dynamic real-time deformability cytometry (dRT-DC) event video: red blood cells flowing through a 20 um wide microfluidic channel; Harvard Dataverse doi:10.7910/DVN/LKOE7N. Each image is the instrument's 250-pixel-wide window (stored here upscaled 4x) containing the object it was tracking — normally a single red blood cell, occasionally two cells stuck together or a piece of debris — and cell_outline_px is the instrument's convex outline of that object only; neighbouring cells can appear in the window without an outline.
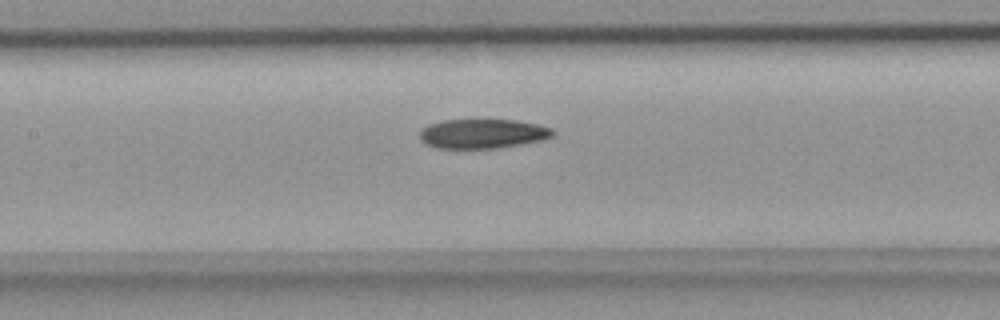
{"species": "common noctule bat (a hibernating species)", "species_latin": "Nyctalus noctula", "temperature_condition": "room temperature", "stored_images_in_passage": 34, "camera_frame_rate_fps": 3000, "um_per_image_px": 0.085, "animal": {"sex": "female", "body_mass_g": 18.4}, "frame": {"image": 1, "passage_image": 16, "time_ms": 5.0, "image_size_px": [1000, 320], "cell_outline_px": [[556, 132], [552, 136], [544, 140], [500, 148], [436, 148], [424, 144], [420, 140], [420, 128], [428, 124], [444, 120], [484, 116], [516, 120], [536, 124], [552, 128]], "centroid_in_image_um": [41.0, 11.31], "position_along_channel_um": 166.4, "area_um2": 24.1}}
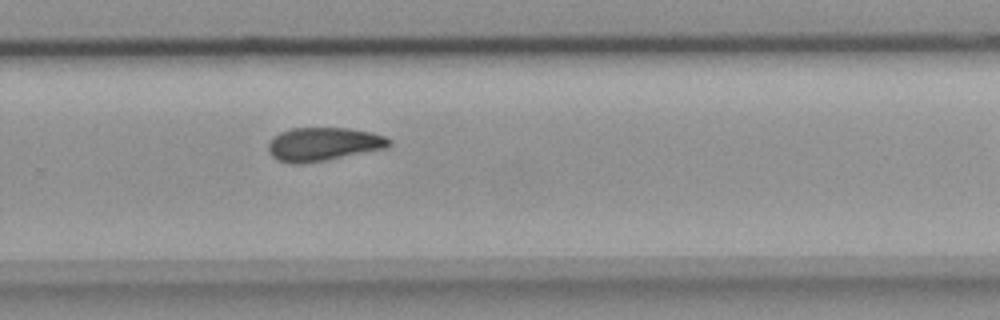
{"frame": {"image": 2, "passage_image": 26, "time_ms": 8.333, "image_size_px": [1000, 320], "cell_outline_px": [[392, 144], [388, 148], [328, 160], [304, 164], [292, 164], [276, 160], [268, 152], [268, 144], [272, 136], [280, 132], [292, 128], [348, 128], [372, 132], [384, 136], [392, 140]], "centroid_in_image_um": [27.48, 12.26], "position_along_channel_um": 302.3, "area_um2": 24.04}}
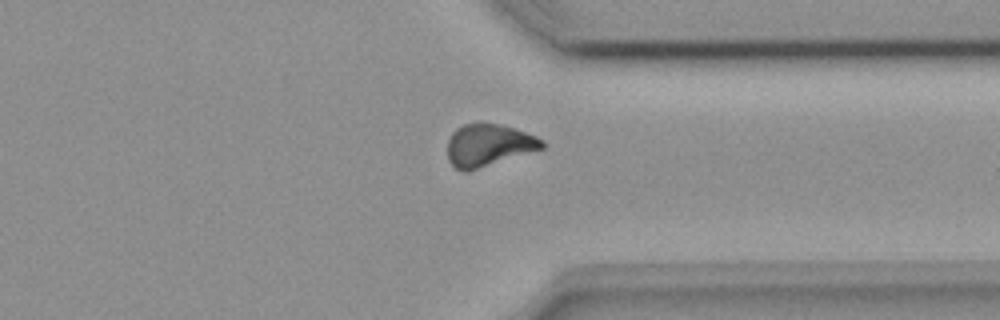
{"frame": {"image": 3, "passage_image": 31, "time_ms": 10.0, "image_size_px": [1000, 320], "cell_outline_px": [[544, 148], [468, 172], [464, 172], [456, 168], [448, 160], [448, 140], [452, 132], [456, 128], [464, 124], [484, 120], [500, 124], [536, 136], [544, 140]], "centroid_in_image_um": [41.5, 12.32], "position_along_channel_um": 369.9, "area_um2": 23.64}}